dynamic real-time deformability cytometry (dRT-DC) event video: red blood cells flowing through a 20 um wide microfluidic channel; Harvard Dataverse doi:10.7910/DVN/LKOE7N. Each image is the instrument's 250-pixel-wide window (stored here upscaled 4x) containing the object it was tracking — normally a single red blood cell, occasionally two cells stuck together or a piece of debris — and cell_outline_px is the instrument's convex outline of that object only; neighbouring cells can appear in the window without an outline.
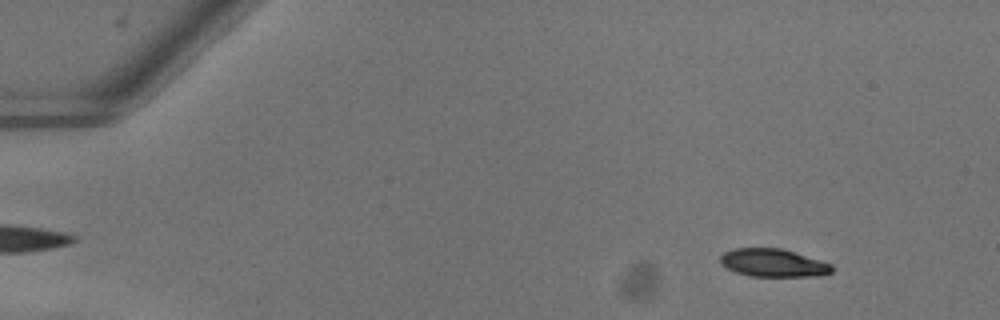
{"species": "common noctule bat (a hibernating species)", "species_latin": "Nyctalus noctula", "temperature_condition": "warm", "stored_images_in_passage": 53, "camera_frame_rate_fps": 3000, "um_per_image_px": 0.085, "animal": {"sex": "female"}, "frame": {"image": 1, "passage_image": 6, "time_ms": 1.667, "image_size_px": [1000, 320], "cell_outline_px": [[832, 272], [824, 276], [748, 276], [736, 272], [720, 264], [720, 256], [724, 252], [732, 248], [780, 248], [820, 260], [832, 264]], "centroid_in_image_um": [65.71, 22.35], "position_along_channel_um": 19.3, "area_um2": 18.21}}
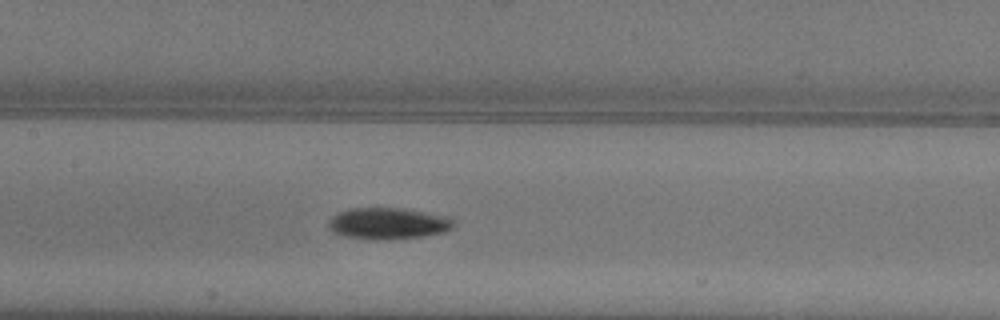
{"frame": {"image": 2, "passage_image": 26, "time_ms": 8.333, "image_size_px": [1000, 320], "cell_outline_px": [[456, 224], [452, 228], [444, 232], [424, 236], [344, 236], [332, 232], [328, 228], [328, 224], [332, 216], [340, 212], [352, 208], [404, 208], [452, 216]], "centroid_in_image_um": [33.08, 18.92], "position_along_channel_um": 174.3, "area_um2": 22.02}}
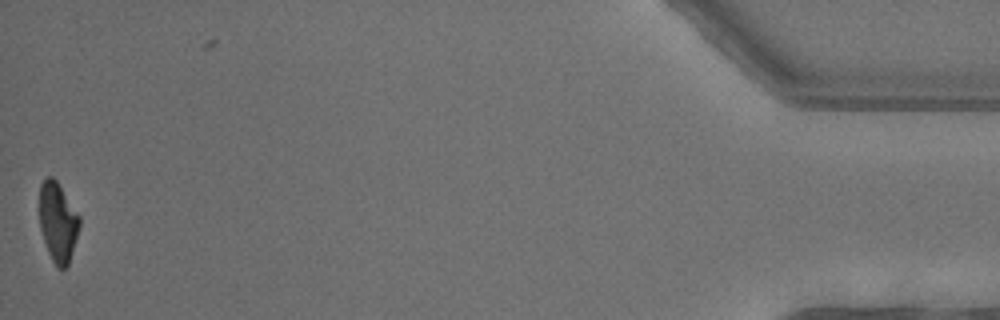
{"frame": {"image": 3, "passage_image": 52, "time_ms": 17.0, "image_size_px": [1000, 320], "cell_outline_px": [[80, 224], [68, 264], [64, 268], [60, 268], [52, 260], [48, 252], [40, 228], [40, 184], [48, 176], [52, 176], [56, 180], [80, 216]], "centroid_in_image_um": [4.91, 18.85], "position_along_channel_um": 430.3, "area_um2": 18.15}, "authors_computed_cell_mechanics": {"area_um2": 20.6924, "velocity_mm_per_s": 4.0442, "shape_relaxation_time_tau1_ms": 3.7849, "shape_relaxation_time_tau2_ms": null, "deformation_change_tau1": 0.1826, "deformation_change_tau2": null}}